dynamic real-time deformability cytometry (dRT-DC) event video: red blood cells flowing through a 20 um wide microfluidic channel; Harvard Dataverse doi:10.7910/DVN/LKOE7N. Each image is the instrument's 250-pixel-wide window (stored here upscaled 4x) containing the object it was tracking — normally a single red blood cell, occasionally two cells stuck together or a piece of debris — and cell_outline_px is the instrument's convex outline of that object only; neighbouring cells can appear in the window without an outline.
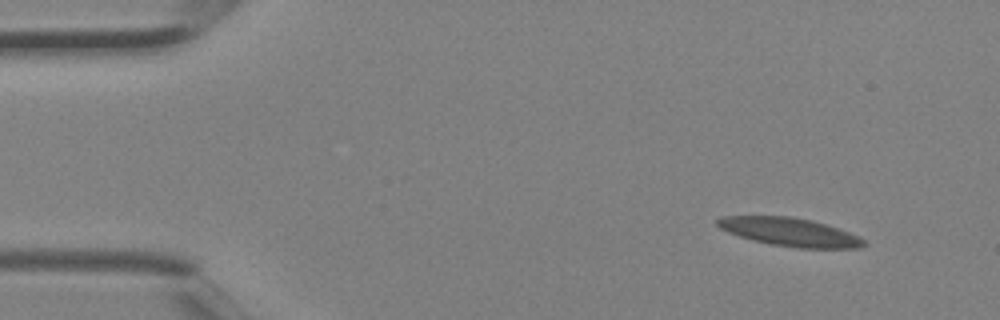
{"species": "Egyptian fruit bat (a non-hibernating species)", "species_latin": "Rousettus aegyptiacus", "temperature_condition": "room temperature", "stored_images_in_passage": 4, "camera_frame_rate_fps": 3000, "um_per_image_px": 0.085, "animal": {"sex": "female"}, "frame": {"image": 1, "passage_image": 1, "time_ms": 0.0, "image_size_px": [1000, 320], "cell_outline_px": [[868, 244], [860, 248], [800, 248], [772, 244], [752, 240], [728, 232], [720, 228], [716, 224], [716, 220], [720, 216], [792, 216], [812, 220], [860, 236]], "centroid_in_image_um": [67.13, 19.72], "position_along_channel_um": 17.9, "area_um2": 24.1}}
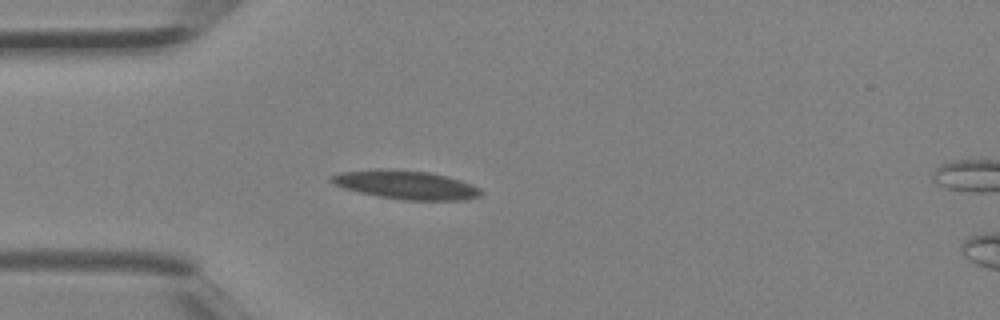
{"frame": {"image": 2, "passage_image": 3, "time_ms": 0.667, "image_size_px": [1000, 320], "cell_outline_px": [[484, 192], [480, 196], [460, 200], [408, 200], [380, 196], [360, 192], [344, 188], [332, 184], [328, 180], [328, 176], [340, 172], [376, 168], [392, 168], [428, 172], [448, 176], [472, 184], [480, 188]], "centroid_in_image_um": [34.47, 15.68], "position_along_channel_um": 50.5, "area_um2": 25.26}}